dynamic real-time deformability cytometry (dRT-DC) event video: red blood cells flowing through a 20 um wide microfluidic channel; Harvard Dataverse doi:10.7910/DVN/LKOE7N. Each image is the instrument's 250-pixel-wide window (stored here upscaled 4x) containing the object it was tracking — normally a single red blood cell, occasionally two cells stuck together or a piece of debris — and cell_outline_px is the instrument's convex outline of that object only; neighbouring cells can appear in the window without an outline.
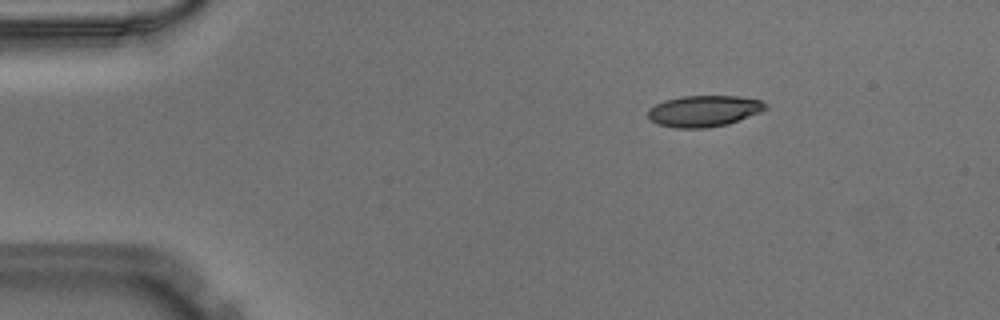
{"species": "Egyptian fruit bat (a non-hibernating species)", "species_latin": "Rousettus aegyptiacus", "temperature_condition": "warm", "stored_images_in_passage": 9, "camera_frame_rate_fps": 3000, "um_per_image_px": 0.085, "animal": {"sex": "male"}, "frame": {"image": 1, "passage_image": 2, "time_ms": 0.333, "image_size_px": [1000, 320], "cell_outline_px": [[768, 108], [760, 112], [728, 124], [708, 128], [672, 128], [656, 124], [648, 120], [648, 108], [664, 100], [680, 96], [736, 96], [760, 100], [768, 104]], "centroid_in_image_um": [59.79, 9.44], "position_along_channel_um": 25.2, "area_um2": 21.68}}